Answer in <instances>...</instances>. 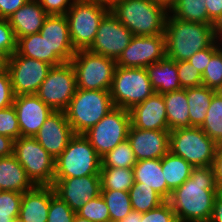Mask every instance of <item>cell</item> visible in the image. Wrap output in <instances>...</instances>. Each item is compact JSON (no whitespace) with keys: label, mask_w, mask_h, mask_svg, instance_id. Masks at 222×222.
<instances>
[{"label":"cell","mask_w":222,"mask_h":222,"mask_svg":"<svg viewBox=\"0 0 222 222\" xmlns=\"http://www.w3.org/2000/svg\"><path fill=\"white\" fill-rule=\"evenodd\" d=\"M212 166L194 167L191 176L167 200L178 222H209L219 193Z\"/></svg>","instance_id":"1"},{"label":"cell","mask_w":222,"mask_h":222,"mask_svg":"<svg viewBox=\"0 0 222 222\" xmlns=\"http://www.w3.org/2000/svg\"><path fill=\"white\" fill-rule=\"evenodd\" d=\"M166 57L175 62L188 60L199 50L210 47L217 40L213 24L188 22L168 14L165 25Z\"/></svg>","instance_id":"2"},{"label":"cell","mask_w":222,"mask_h":222,"mask_svg":"<svg viewBox=\"0 0 222 222\" xmlns=\"http://www.w3.org/2000/svg\"><path fill=\"white\" fill-rule=\"evenodd\" d=\"M110 11L133 36L162 35L169 10L153 0H120Z\"/></svg>","instance_id":"3"},{"label":"cell","mask_w":222,"mask_h":222,"mask_svg":"<svg viewBox=\"0 0 222 222\" xmlns=\"http://www.w3.org/2000/svg\"><path fill=\"white\" fill-rule=\"evenodd\" d=\"M114 108L110 90L77 88L65 114L74 134H83Z\"/></svg>","instance_id":"4"},{"label":"cell","mask_w":222,"mask_h":222,"mask_svg":"<svg viewBox=\"0 0 222 222\" xmlns=\"http://www.w3.org/2000/svg\"><path fill=\"white\" fill-rule=\"evenodd\" d=\"M101 157L83 134H75L55 159L54 178L100 175Z\"/></svg>","instance_id":"5"},{"label":"cell","mask_w":222,"mask_h":222,"mask_svg":"<svg viewBox=\"0 0 222 222\" xmlns=\"http://www.w3.org/2000/svg\"><path fill=\"white\" fill-rule=\"evenodd\" d=\"M110 8L95 0H75L66 12L72 46L88 49L96 37L100 22Z\"/></svg>","instance_id":"6"},{"label":"cell","mask_w":222,"mask_h":222,"mask_svg":"<svg viewBox=\"0 0 222 222\" xmlns=\"http://www.w3.org/2000/svg\"><path fill=\"white\" fill-rule=\"evenodd\" d=\"M217 145L200 127L170 130L169 151L193 167L212 166Z\"/></svg>","instance_id":"7"},{"label":"cell","mask_w":222,"mask_h":222,"mask_svg":"<svg viewBox=\"0 0 222 222\" xmlns=\"http://www.w3.org/2000/svg\"><path fill=\"white\" fill-rule=\"evenodd\" d=\"M77 88L83 90H110L116 61L88 49L76 50L71 59Z\"/></svg>","instance_id":"8"},{"label":"cell","mask_w":222,"mask_h":222,"mask_svg":"<svg viewBox=\"0 0 222 222\" xmlns=\"http://www.w3.org/2000/svg\"><path fill=\"white\" fill-rule=\"evenodd\" d=\"M154 93L145 68L116 66L110 88L115 107L130 110Z\"/></svg>","instance_id":"9"},{"label":"cell","mask_w":222,"mask_h":222,"mask_svg":"<svg viewBox=\"0 0 222 222\" xmlns=\"http://www.w3.org/2000/svg\"><path fill=\"white\" fill-rule=\"evenodd\" d=\"M13 155L35 186H52L55 159L34 137H19L14 140Z\"/></svg>","instance_id":"10"},{"label":"cell","mask_w":222,"mask_h":222,"mask_svg":"<svg viewBox=\"0 0 222 222\" xmlns=\"http://www.w3.org/2000/svg\"><path fill=\"white\" fill-rule=\"evenodd\" d=\"M130 125L129 110L115 107L83 135L103 157L127 139Z\"/></svg>","instance_id":"11"},{"label":"cell","mask_w":222,"mask_h":222,"mask_svg":"<svg viewBox=\"0 0 222 222\" xmlns=\"http://www.w3.org/2000/svg\"><path fill=\"white\" fill-rule=\"evenodd\" d=\"M77 90L71 62L52 66L36 95L53 111H65Z\"/></svg>","instance_id":"12"},{"label":"cell","mask_w":222,"mask_h":222,"mask_svg":"<svg viewBox=\"0 0 222 222\" xmlns=\"http://www.w3.org/2000/svg\"><path fill=\"white\" fill-rule=\"evenodd\" d=\"M51 65L14 52L8 60V73L15 96L36 94Z\"/></svg>","instance_id":"13"},{"label":"cell","mask_w":222,"mask_h":222,"mask_svg":"<svg viewBox=\"0 0 222 222\" xmlns=\"http://www.w3.org/2000/svg\"><path fill=\"white\" fill-rule=\"evenodd\" d=\"M132 37L130 30L109 11L100 22L94 42L88 50L117 61Z\"/></svg>","instance_id":"14"},{"label":"cell","mask_w":222,"mask_h":222,"mask_svg":"<svg viewBox=\"0 0 222 222\" xmlns=\"http://www.w3.org/2000/svg\"><path fill=\"white\" fill-rule=\"evenodd\" d=\"M166 56L165 34L133 36L116 61L119 67L146 68Z\"/></svg>","instance_id":"15"},{"label":"cell","mask_w":222,"mask_h":222,"mask_svg":"<svg viewBox=\"0 0 222 222\" xmlns=\"http://www.w3.org/2000/svg\"><path fill=\"white\" fill-rule=\"evenodd\" d=\"M54 193L65 201L74 212L85 203L101 195L100 175L84 177L54 178Z\"/></svg>","instance_id":"16"},{"label":"cell","mask_w":222,"mask_h":222,"mask_svg":"<svg viewBox=\"0 0 222 222\" xmlns=\"http://www.w3.org/2000/svg\"><path fill=\"white\" fill-rule=\"evenodd\" d=\"M74 135L65 111H53L34 138L56 159L65 150Z\"/></svg>","instance_id":"17"},{"label":"cell","mask_w":222,"mask_h":222,"mask_svg":"<svg viewBox=\"0 0 222 222\" xmlns=\"http://www.w3.org/2000/svg\"><path fill=\"white\" fill-rule=\"evenodd\" d=\"M127 140L137 161L161 159L169 152L170 130H144L130 125Z\"/></svg>","instance_id":"18"},{"label":"cell","mask_w":222,"mask_h":222,"mask_svg":"<svg viewBox=\"0 0 222 222\" xmlns=\"http://www.w3.org/2000/svg\"><path fill=\"white\" fill-rule=\"evenodd\" d=\"M21 137H34L53 110L36 94L14 97Z\"/></svg>","instance_id":"19"},{"label":"cell","mask_w":222,"mask_h":222,"mask_svg":"<svg viewBox=\"0 0 222 222\" xmlns=\"http://www.w3.org/2000/svg\"><path fill=\"white\" fill-rule=\"evenodd\" d=\"M49 45V53H55L63 62H70L76 50L72 46L66 15H48L39 31Z\"/></svg>","instance_id":"20"},{"label":"cell","mask_w":222,"mask_h":222,"mask_svg":"<svg viewBox=\"0 0 222 222\" xmlns=\"http://www.w3.org/2000/svg\"><path fill=\"white\" fill-rule=\"evenodd\" d=\"M131 125L144 130H169L162 94L154 93L129 110Z\"/></svg>","instance_id":"21"},{"label":"cell","mask_w":222,"mask_h":222,"mask_svg":"<svg viewBox=\"0 0 222 222\" xmlns=\"http://www.w3.org/2000/svg\"><path fill=\"white\" fill-rule=\"evenodd\" d=\"M48 14L38 0H28L8 19L16 40L39 33Z\"/></svg>","instance_id":"22"},{"label":"cell","mask_w":222,"mask_h":222,"mask_svg":"<svg viewBox=\"0 0 222 222\" xmlns=\"http://www.w3.org/2000/svg\"><path fill=\"white\" fill-rule=\"evenodd\" d=\"M50 186H35L23 193L19 217L24 222H47Z\"/></svg>","instance_id":"23"},{"label":"cell","mask_w":222,"mask_h":222,"mask_svg":"<svg viewBox=\"0 0 222 222\" xmlns=\"http://www.w3.org/2000/svg\"><path fill=\"white\" fill-rule=\"evenodd\" d=\"M145 69L155 93L163 95L182 89L178 77L177 62L174 60L165 56Z\"/></svg>","instance_id":"24"},{"label":"cell","mask_w":222,"mask_h":222,"mask_svg":"<svg viewBox=\"0 0 222 222\" xmlns=\"http://www.w3.org/2000/svg\"><path fill=\"white\" fill-rule=\"evenodd\" d=\"M35 185L14 155L0 157V191L24 193Z\"/></svg>","instance_id":"25"},{"label":"cell","mask_w":222,"mask_h":222,"mask_svg":"<svg viewBox=\"0 0 222 222\" xmlns=\"http://www.w3.org/2000/svg\"><path fill=\"white\" fill-rule=\"evenodd\" d=\"M134 182H141V186L152 187L165 200L171 195L162 172L161 159L138 160L133 166Z\"/></svg>","instance_id":"26"},{"label":"cell","mask_w":222,"mask_h":222,"mask_svg":"<svg viewBox=\"0 0 222 222\" xmlns=\"http://www.w3.org/2000/svg\"><path fill=\"white\" fill-rule=\"evenodd\" d=\"M16 53L46 62L51 66L64 63L55 53H49V45L40 33L18 38L16 42Z\"/></svg>","instance_id":"27"},{"label":"cell","mask_w":222,"mask_h":222,"mask_svg":"<svg viewBox=\"0 0 222 222\" xmlns=\"http://www.w3.org/2000/svg\"><path fill=\"white\" fill-rule=\"evenodd\" d=\"M169 130L192 127L189 122V109L186 89L163 94Z\"/></svg>","instance_id":"28"},{"label":"cell","mask_w":222,"mask_h":222,"mask_svg":"<svg viewBox=\"0 0 222 222\" xmlns=\"http://www.w3.org/2000/svg\"><path fill=\"white\" fill-rule=\"evenodd\" d=\"M216 91L206 86L186 88L189 109V122L193 127H200L206 117L212 97Z\"/></svg>","instance_id":"29"},{"label":"cell","mask_w":222,"mask_h":222,"mask_svg":"<svg viewBox=\"0 0 222 222\" xmlns=\"http://www.w3.org/2000/svg\"><path fill=\"white\" fill-rule=\"evenodd\" d=\"M161 167L167 187L171 191L181 186L191 176L194 168L185 159L170 151L161 158Z\"/></svg>","instance_id":"30"},{"label":"cell","mask_w":222,"mask_h":222,"mask_svg":"<svg viewBox=\"0 0 222 222\" xmlns=\"http://www.w3.org/2000/svg\"><path fill=\"white\" fill-rule=\"evenodd\" d=\"M101 190L128 192L134 185L133 168L101 167Z\"/></svg>","instance_id":"31"},{"label":"cell","mask_w":222,"mask_h":222,"mask_svg":"<svg viewBox=\"0 0 222 222\" xmlns=\"http://www.w3.org/2000/svg\"><path fill=\"white\" fill-rule=\"evenodd\" d=\"M128 192L132 209L141 213H146L166 201L152 187L141 186V182H134Z\"/></svg>","instance_id":"32"},{"label":"cell","mask_w":222,"mask_h":222,"mask_svg":"<svg viewBox=\"0 0 222 222\" xmlns=\"http://www.w3.org/2000/svg\"><path fill=\"white\" fill-rule=\"evenodd\" d=\"M200 128L217 144L222 143V91L214 93Z\"/></svg>","instance_id":"33"},{"label":"cell","mask_w":222,"mask_h":222,"mask_svg":"<svg viewBox=\"0 0 222 222\" xmlns=\"http://www.w3.org/2000/svg\"><path fill=\"white\" fill-rule=\"evenodd\" d=\"M206 0H177L169 10L172 17L207 24Z\"/></svg>","instance_id":"34"},{"label":"cell","mask_w":222,"mask_h":222,"mask_svg":"<svg viewBox=\"0 0 222 222\" xmlns=\"http://www.w3.org/2000/svg\"><path fill=\"white\" fill-rule=\"evenodd\" d=\"M101 196L108 207L112 221L119 222L132 211L129 192L121 190H101Z\"/></svg>","instance_id":"35"},{"label":"cell","mask_w":222,"mask_h":222,"mask_svg":"<svg viewBox=\"0 0 222 222\" xmlns=\"http://www.w3.org/2000/svg\"><path fill=\"white\" fill-rule=\"evenodd\" d=\"M136 162L134 151L127 139L101 157V167L133 168Z\"/></svg>","instance_id":"36"},{"label":"cell","mask_w":222,"mask_h":222,"mask_svg":"<svg viewBox=\"0 0 222 222\" xmlns=\"http://www.w3.org/2000/svg\"><path fill=\"white\" fill-rule=\"evenodd\" d=\"M202 85L216 92L222 91V48L210 59L202 74Z\"/></svg>","instance_id":"37"},{"label":"cell","mask_w":222,"mask_h":222,"mask_svg":"<svg viewBox=\"0 0 222 222\" xmlns=\"http://www.w3.org/2000/svg\"><path fill=\"white\" fill-rule=\"evenodd\" d=\"M76 214L92 222H107L111 220L108 207L101 195L85 203Z\"/></svg>","instance_id":"38"},{"label":"cell","mask_w":222,"mask_h":222,"mask_svg":"<svg viewBox=\"0 0 222 222\" xmlns=\"http://www.w3.org/2000/svg\"><path fill=\"white\" fill-rule=\"evenodd\" d=\"M76 212L62 199H60L50 186V205L47 222H74Z\"/></svg>","instance_id":"39"},{"label":"cell","mask_w":222,"mask_h":222,"mask_svg":"<svg viewBox=\"0 0 222 222\" xmlns=\"http://www.w3.org/2000/svg\"><path fill=\"white\" fill-rule=\"evenodd\" d=\"M0 135L13 140L21 137L17 113L13 105L0 109Z\"/></svg>","instance_id":"40"},{"label":"cell","mask_w":222,"mask_h":222,"mask_svg":"<svg viewBox=\"0 0 222 222\" xmlns=\"http://www.w3.org/2000/svg\"><path fill=\"white\" fill-rule=\"evenodd\" d=\"M177 71L182 89L202 85V74L188 60L177 62Z\"/></svg>","instance_id":"41"},{"label":"cell","mask_w":222,"mask_h":222,"mask_svg":"<svg viewBox=\"0 0 222 222\" xmlns=\"http://www.w3.org/2000/svg\"><path fill=\"white\" fill-rule=\"evenodd\" d=\"M23 193L0 191V216L18 217Z\"/></svg>","instance_id":"42"},{"label":"cell","mask_w":222,"mask_h":222,"mask_svg":"<svg viewBox=\"0 0 222 222\" xmlns=\"http://www.w3.org/2000/svg\"><path fill=\"white\" fill-rule=\"evenodd\" d=\"M140 222H178L175 212L166 200L158 207L142 213Z\"/></svg>","instance_id":"43"},{"label":"cell","mask_w":222,"mask_h":222,"mask_svg":"<svg viewBox=\"0 0 222 222\" xmlns=\"http://www.w3.org/2000/svg\"><path fill=\"white\" fill-rule=\"evenodd\" d=\"M16 38L8 19L0 18V51L9 57L16 52Z\"/></svg>","instance_id":"44"},{"label":"cell","mask_w":222,"mask_h":222,"mask_svg":"<svg viewBox=\"0 0 222 222\" xmlns=\"http://www.w3.org/2000/svg\"><path fill=\"white\" fill-rule=\"evenodd\" d=\"M218 44V45H217ZM220 44L218 43V39L208 48L199 50L198 52L194 53L188 61L194 65L198 71L203 74L206 69L207 64L209 63L211 57L221 48Z\"/></svg>","instance_id":"45"},{"label":"cell","mask_w":222,"mask_h":222,"mask_svg":"<svg viewBox=\"0 0 222 222\" xmlns=\"http://www.w3.org/2000/svg\"><path fill=\"white\" fill-rule=\"evenodd\" d=\"M14 92L8 71L0 73V109L13 105Z\"/></svg>","instance_id":"46"},{"label":"cell","mask_w":222,"mask_h":222,"mask_svg":"<svg viewBox=\"0 0 222 222\" xmlns=\"http://www.w3.org/2000/svg\"><path fill=\"white\" fill-rule=\"evenodd\" d=\"M48 15H65L75 0H38ZM72 1V2H71Z\"/></svg>","instance_id":"47"},{"label":"cell","mask_w":222,"mask_h":222,"mask_svg":"<svg viewBox=\"0 0 222 222\" xmlns=\"http://www.w3.org/2000/svg\"><path fill=\"white\" fill-rule=\"evenodd\" d=\"M207 24L218 26L222 21V0H206Z\"/></svg>","instance_id":"48"},{"label":"cell","mask_w":222,"mask_h":222,"mask_svg":"<svg viewBox=\"0 0 222 222\" xmlns=\"http://www.w3.org/2000/svg\"><path fill=\"white\" fill-rule=\"evenodd\" d=\"M28 0H0V18L9 19Z\"/></svg>","instance_id":"49"},{"label":"cell","mask_w":222,"mask_h":222,"mask_svg":"<svg viewBox=\"0 0 222 222\" xmlns=\"http://www.w3.org/2000/svg\"><path fill=\"white\" fill-rule=\"evenodd\" d=\"M213 170L217 187L222 192V143L217 145L216 155L213 162Z\"/></svg>","instance_id":"50"},{"label":"cell","mask_w":222,"mask_h":222,"mask_svg":"<svg viewBox=\"0 0 222 222\" xmlns=\"http://www.w3.org/2000/svg\"><path fill=\"white\" fill-rule=\"evenodd\" d=\"M14 140L4 135H0V157L13 155Z\"/></svg>","instance_id":"51"},{"label":"cell","mask_w":222,"mask_h":222,"mask_svg":"<svg viewBox=\"0 0 222 222\" xmlns=\"http://www.w3.org/2000/svg\"><path fill=\"white\" fill-rule=\"evenodd\" d=\"M209 222H222V192L214 199L213 212Z\"/></svg>","instance_id":"52"},{"label":"cell","mask_w":222,"mask_h":222,"mask_svg":"<svg viewBox=\"0 0 222 222\" xmlns=\"http://www.w3.org/2000/svg\"><path fill=\"white\" fill-rule=\"evenodd\" d=\"M140 218H142V213L132 209V211L119 222H140Z\"/></svg>","instance_id":"53"},{"label":"cell","mask_w":222,"mask_h":222,"mask_svg":"<svg viewBox=\"0 0 222 222\" xmlns=\"http://www.w3.org/2000/svg\"><path fill=\"white\" fill-rule=\"evenodd\" d=\"M9 56L0 51V73L7 71Z\"/></svg>","instance_id":"54"},{"label":"cell","mask_w":222,"mask_h":222,"mask_svg":"<svg viewBox=\"0 0 222 222\" xmlns=\"http://www.w3.org/2000/svg\"><path fill=\"white\" fill-rule=\"evenodd\" d=\"M154 2L163 5L165 8L170 10L177 0H153Z\"/></svg>","instance_id":"55"},{"label":"cell","mask_w":222,"mask_h":222,"mask_svg":"<svg viewBox=\"0 0 222 222\" xmlns=\"http://www.w3.org/2000/svg\"><path fill=\"white\" fill-rule=\"evenodd\" d=\"M101 4H104L106 6H108L109 8H111L116 2L120 1V0H95Z\"/></svg>","instance_id":"56"},{"label":"cell","mask_w":222,"mask_h":222,"mask_svg":"<svg viewBox=\"0 0 222 222\" xmlns=\"http://www.w3.org/2000/svg\"><path fill=\"white\" fill-rule=\"evenodd\" d=\"M74 222H92L88 219H85V218H82L80 216H78L77 214L75 215V219H74Z\"/></svg>","instance_id":"57"},{"label":"cell","mask_w":222,"mask_h":222,"mask_svg":"<svg viewBox=\"0 0 222 222\" xmlns=\"http://www.w3.org/2000/svg\"><path fill=\"white\" fill-rule=\"evenodd\" d=\"M15 217H1L0 216V222H11V220Z\"/></svg>","instance_id":"58"},{"label":"cell","mask_w":222,"mask_h":222,"mask_svg":"<svg viewBox=\"0 0 222 222\" xmlns=\"http://www.w3.org/2000/svg\"><path fill=\"white\" fill-rule=\"evenodd\" d=\"M216 28H217V35H222V21Z\"/></svg>","instance_id":"59"},{"label":"cell","mask_w":222,"mask_h":222,"mask_svg":"<svg viewBox=\"0 0 222 222\" xmlns=\"http://www.w3.org/2000/svg\"><path fill=\"white\" fill-rule=\"evenodd\" d=\"M11 222H24L19 216L11 220Z\"/></svg>","instance_id":"60"},{"label":"cell","mask_w":222,"mask_h":222,"mask_svg":"<svg viewBox=\"0 0 222 222\" xmlns=\"http://www.w3.org/2000/svg\"><path fill=\"white\" fill-rule=\"evenodd\" d=\"M217 39H219V41H221L220 39H222V35H217ZM222 47V45H221Z\"/></svg>","instance_id":"61"}]
</instances>
